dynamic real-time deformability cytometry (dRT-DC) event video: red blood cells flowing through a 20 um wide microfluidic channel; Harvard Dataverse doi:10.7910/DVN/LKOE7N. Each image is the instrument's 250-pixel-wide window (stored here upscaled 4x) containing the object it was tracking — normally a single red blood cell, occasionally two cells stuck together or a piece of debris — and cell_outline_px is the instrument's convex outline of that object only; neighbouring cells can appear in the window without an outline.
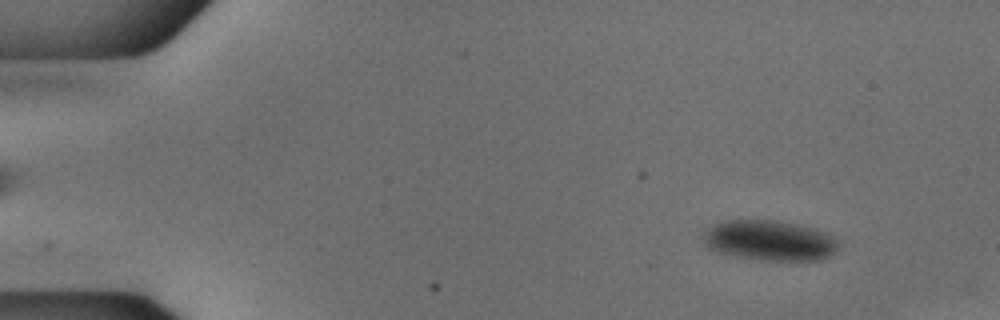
{"species": "common noctule bat (a hibernating species)", "species_latin": "Nyctalus noctula", "temperature_condition": "cold", "stored_images_in_passage": 13, "camera_frame_rate_fps": 3000, "um_per_image_px": 0.085, "animal": {"sex": "male", "body_mass_g": 18.8}, "frame": {"image": 1, "passage_image": 5, "time_ms": 1.333, "image_size_px": [1000, 320], "cell_outline_px": [[840, 248], [832, 256], [820, 260], [760, 260], [736, 256], [720, 252], [708, 248], [704, 244], [700, 236], [712, 224], [724, 220], [776, 220], [816, 228], [840, 240]], "centroid_in_image_um": [65.44, 20.44], "position_along_channel_um": 19.6, "area_um2": 32.31}}